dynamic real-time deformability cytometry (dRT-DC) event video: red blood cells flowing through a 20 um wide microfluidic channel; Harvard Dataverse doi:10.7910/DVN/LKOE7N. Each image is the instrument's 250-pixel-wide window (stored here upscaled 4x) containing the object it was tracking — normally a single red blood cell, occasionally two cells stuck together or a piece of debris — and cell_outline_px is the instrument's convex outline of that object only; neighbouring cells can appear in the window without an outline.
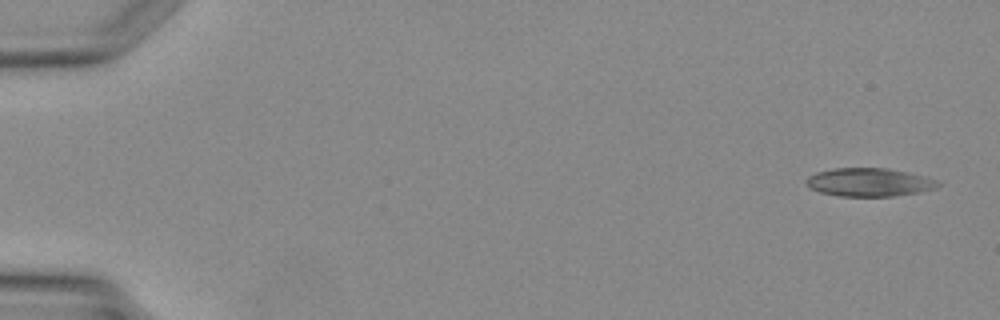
{"species": "Egyptian fruit bat (a non-hibernating species)", "species_latin": "Rousettus aegyptiacus", "temperature_condition": "warm", "stored_images_in_passage": 4, "camera_frame_rate_fps": 3000, "um_per_image_px": 0.085, "animal": {"sex": "female"}, "frame": {"image": 1, "passage_image": 1, "time_ms": 0.0, "image_size_px": [1000, 320], "cell_outline_px": [[940, 184], [936, 188], [920, 192], [892, 196], [840, 196], [820, 192], [812, 188], [804, 180], [808, 176], [816, 172], [832, 168], [888, 168], [908, 172], [924, 176], [936, 180]], "centroid_in_image_um": [73.88, 15.48], "position_along_channel_um": 11.1, "area_um2": 21.68}}